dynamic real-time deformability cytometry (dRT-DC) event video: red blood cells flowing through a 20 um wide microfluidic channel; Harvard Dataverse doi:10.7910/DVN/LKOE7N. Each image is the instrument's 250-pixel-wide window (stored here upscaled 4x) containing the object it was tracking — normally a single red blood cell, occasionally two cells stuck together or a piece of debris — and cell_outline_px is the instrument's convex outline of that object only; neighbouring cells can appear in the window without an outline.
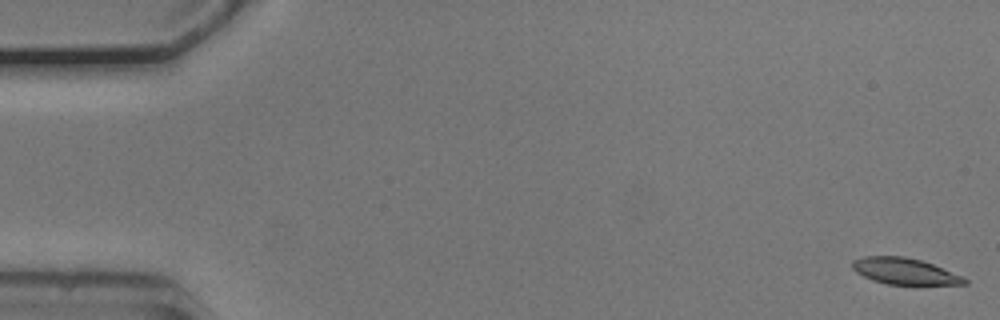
{"species": "common noctule bat (a hibernating species)", "species_latin": "Nyctalus noctula", "temperature_condition": "cold", "stored_images_in_passage": 54, "camera_frame_rate_fps": 3000, "um_per_image_px": 0.085, "animal": {"sex": "male", "body_mass_g": 20.5, "forearm_length_mm": 52.5}, "frame": {"image": 1, "passage_image": 1, "time_ms": 0.0, "image_size_px": [1000, 320], "cell_outline_px": [[968, 284], [916, 288], [888, 284], [872, 280], [856, 272], [852, 268], [852, 260], [864, 256], [904, 256], [920, 260], [932, 264], [964, 276], [968, 280]], "centroid_in_image_um": [77.0, 23.12], "position_along_channel_um": 8.0, "area_um2": 18.26}}
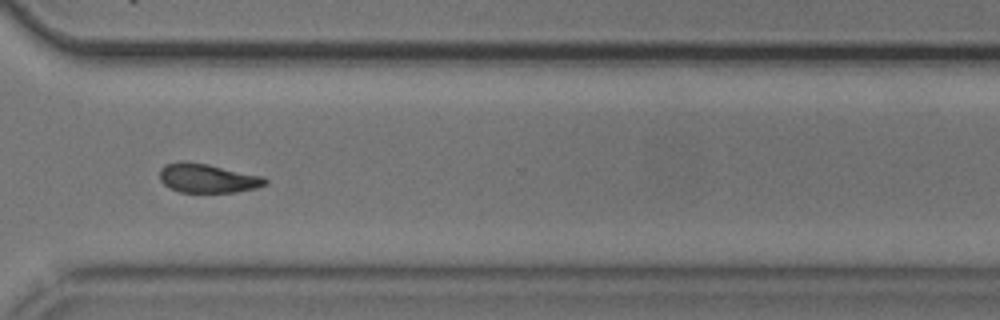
{"frame": {"image": 2, "passage_image": 40, "time_ms": 13.0, "image_size_px": [1000, 320], "cell_outline_px": [[268, 184], [256, 188], [236, 192], [180, 192], [164, 184], [160, 180], [160, 168], [164, 164], [180, 160], [208, 164], [264, 176], [268, 180]], "centroid_in_image_um": [17.66, 15.13], "position_along_channel_um": 352.9, "area_um2": 18.03}}
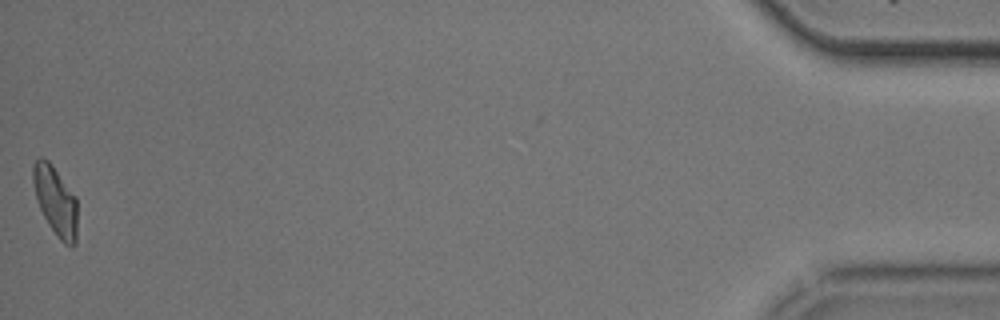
{"frame": {"image": 3, "passage_image": 54, "time_ms": 17.667, "image_size_px": [1000, 320], "cell_outline_px": [[76, 244], [72, 248], [64, 244], [60, 240], [48, 224], [36, 200], [32, 180], [32, 168], [36, 160], [40, 156], [44, 156], [48, 160], [76, 196]], "centroid_in_image_um": [4.7, 17.07], "position_along_channel_um": 430.5, "area_um2": 17.92}, "authors_computed_cell_mechanics": {"area_um2": 18.2937, "velocity_mm_per_s": 3.7288, "shape_relaxation_time_tau1_ms": 8.177, "shape_relaxation_time_tau2_ms": null, "deformation_change_tau1": 0.1728, "deformation_change_tau2": null}}